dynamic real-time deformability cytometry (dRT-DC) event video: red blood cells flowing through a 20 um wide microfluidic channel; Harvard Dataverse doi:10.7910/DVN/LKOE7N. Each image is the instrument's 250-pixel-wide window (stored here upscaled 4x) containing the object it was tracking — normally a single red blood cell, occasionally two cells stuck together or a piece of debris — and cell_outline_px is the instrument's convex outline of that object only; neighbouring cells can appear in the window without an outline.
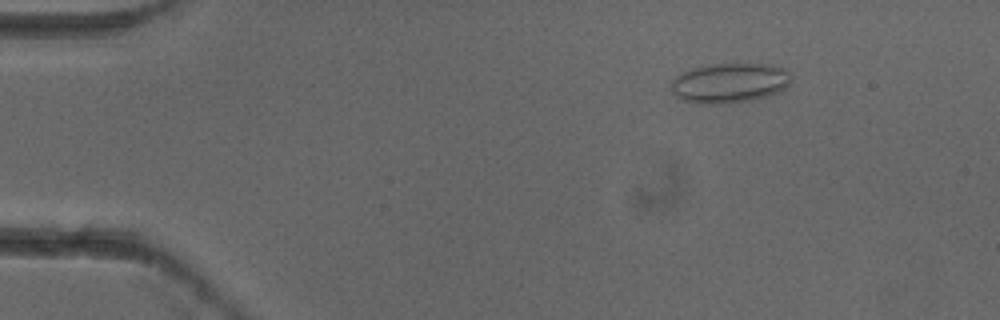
{"species": "common noctule bat (a hibernating species)", "species_latin": "Nyctalus noctula", "temperature_condition": "cold", "stored_images_in_passage": 3, "camera_frame_rate_fps": 3000, "um_per_image_px": 0.085, "animal": {"sex": "female"}, "frame": {"image": 1, "passage_image": 1, "time_ms": 0.0, "image_size_px": [1000, 320], "cell_outline_px": [[792, 80], [784, 88], [768, 96], [748, 100], [724, 104], [700, 104], [676, 100], [672, 92], [672, 80], [680, 72], [692, 68], [716, 64], [772, 64], [784, 68], [788, 72]], "centroid_in_image_um": [61.96, 7.06], "position_along_channel_um": 23.0, "area_um2": 28.09}}